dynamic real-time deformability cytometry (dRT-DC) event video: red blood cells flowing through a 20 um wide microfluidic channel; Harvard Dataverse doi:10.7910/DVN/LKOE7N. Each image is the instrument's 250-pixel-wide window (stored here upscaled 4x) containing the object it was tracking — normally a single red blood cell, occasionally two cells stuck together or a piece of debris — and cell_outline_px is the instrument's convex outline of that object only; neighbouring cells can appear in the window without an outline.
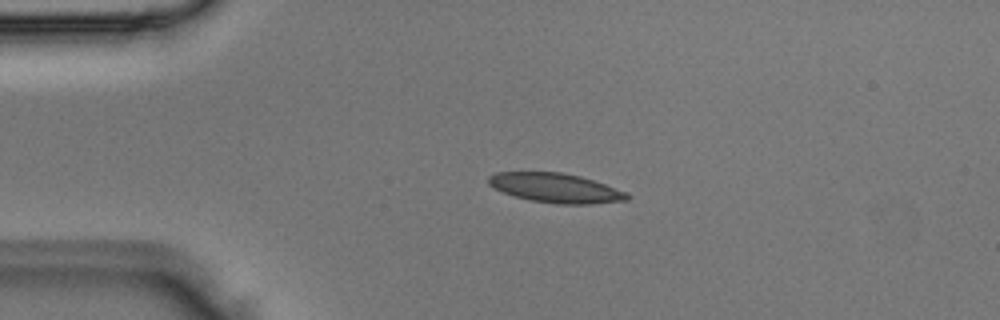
{"species": "Egyptian fruit bat (a non-hibernating species)", "species_latin": "Rousettus aegyptiacus", "temperature_condition": "room temperature", "stored_images_in_passage": 4, "segment_of_instrument_passage": [1, 2], "camera_frame_rate_fps": 3000, "um_per_image_px": 0.085, "animal": {"sex": "male"}, "frame": {"image": 1, "passage_image": 2, "time_ms": 0.333, "image_size_px": [1000, 320], "cell_outline_px": [[632, 196], [628, 200], [588, 204], [556, 204], [532, 200], [516, 196], [504, 192], [488, 184], [488, 176], [496, 172], [560, 172], [580, 176], [628, 192]], "centroid_in_image_um": [47.26, 15.97], "position_along_channel_um": 37.7, "area_um2": 23.58}}